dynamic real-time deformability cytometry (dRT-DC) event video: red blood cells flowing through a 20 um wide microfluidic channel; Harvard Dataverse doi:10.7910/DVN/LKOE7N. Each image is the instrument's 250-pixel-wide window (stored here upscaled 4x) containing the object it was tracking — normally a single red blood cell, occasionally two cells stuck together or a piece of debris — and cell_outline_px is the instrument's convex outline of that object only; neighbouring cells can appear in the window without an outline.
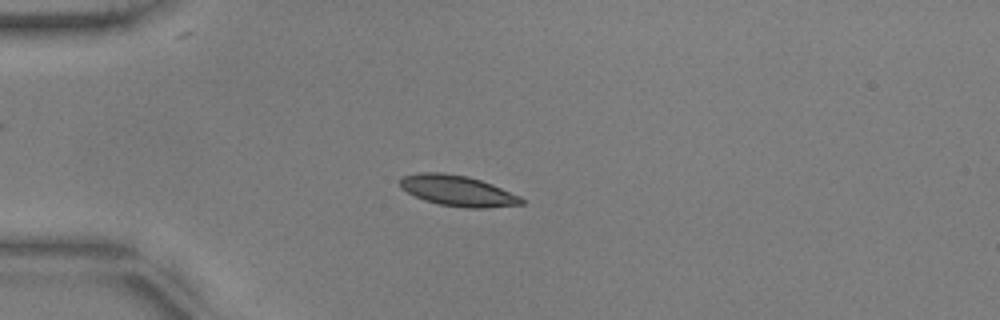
{"species": "common noctule bat (a hibernating species)", "species_latin": "Nyctalus noctula", "temperature_condition": "warm", "stored_images_in_passage": 24, "camera_frame_rate_fps": 3000, "um_per_image_px": 0.085, "animal": {"sex": "male", "body_mass_g": 17.9, "forearm_length_mm": 54.2}, "frame": {"image": 1, "passage_image": 1, "time_ms": 0.0, "image_size_px": [1000, 320], "cell_outline_px": [[524, 204], [484, 208], [464, 208], [440, 204], [424, 200], [400, 188], [400, 180], [404, 176], [416, 172], [440, 172], [468, 176], [492, 184], [520, 196], [524, 200]], "centroid_in_image_um": [38.9, 16.21], "position_along_channel_um": 46.1, "area_um2": 21.68}}
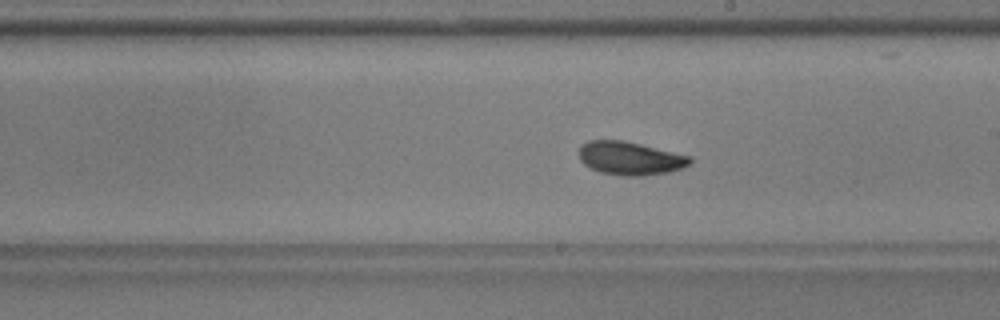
{"frame": {"image": 2, "passage_image": 18, "time_ms": 5.667, "image_size_px": [1000, 320], "cell_outline_px": [[692, 164], [684, 168], [668, 172], [640, 176], [620, 176], [600, 172], [584, 164], [580, 160], [580, 144], [588, 140], [624, 140], [692, 156]], "centroid_in_image_um": [53.59, 13.45], "position_along_channel_um": 235.4, "area_um2": 21.79}}
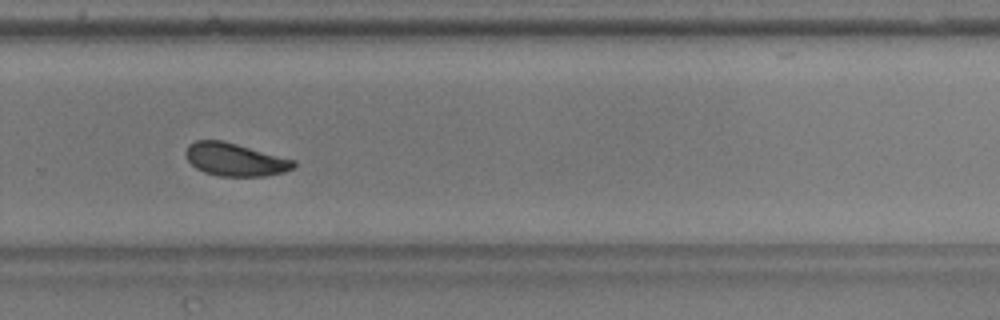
{"frame": {"image": 3, "passage_image": 24, "time_ms": 7.667, "image_size_px": [1000, 320], "cell_outline_px": [[296, 164], [292, 168], [284, 172], [264, 176], [220, 176], [204, 172], [196, 168], [184, 156], [184, 152], [188, 144], [196, 140], [220, 140], [236, 144], [296, 160]], "centroid_in_image_um": [19.95, 13.56], "position_along_channel_um": 309.9, "area_um2": 20.63}}